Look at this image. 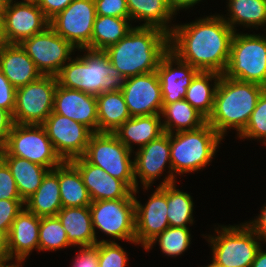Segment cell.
I'll return each mask as SVG.
<instances>
[{"label":"cell","mask_w":266,"mask_h":267,"mask_svg":"<svg viewBox=\"0 0 266 267\" xmlns=\"http://www.w3.org/2000/svg\"><path fill=\"white\" fill-rule=\"evenodd\" d=\"M72 246L68 241L64 230L57 216L40 217L39 227V251L66 248Z\"/></svg>","instance_id":"36"},{"label":"cell","mask_w":266,"mask_h":267,"mask_svg":"<svg viewBox=\"0 0 266 267\" xmlns=\"http://www.w3.org/2000/svg\"><path fill=\"white\" fill-rule=\"evenodd\" d=\"M59 188L62 207L90 206L88 190L79 170L70 161L59 165Z\"/></svg>","instance_id":"31"},{"label":"cell","mask_w":266,"mask_h":267,"mask_svg":"<svg viewBox=\"0 0 266 267\" xmlns=\"http://www.w3.org/2000/svg\"><path fill=\"white\" fill-rule=\"evenodd\" d=\"M251 267H266V252L262 251L261 247L258 249Z\"/></svg>","instance_id":"50"},{"label":"cell","mask_w":266,"mask_h":267,"mask_svg":"<svg viewBox=\"0 0 266 267\" xmlns=\"http://www.w3.org/2000/svg\"><path fill=\"white\" fill-rule=\"evenodd\" d=\"M0 158L9 167L24 202L37 191L49 171L48 168L27 159L9 155L3 148L0 149Z\"/></svg>","instance_id":"25"},{"label":"cell","mask_w":266,"mask_h":267,"mask_svg":"<svg viewBox=\"0 0 266 267\" xmlns=\"http://www.w3.org/2000/svg\"><path fill=\"white\" fill-rule=\"evenodd\" d=\"M7 4L5 0H0V14H4Z\"/></svg>","instance_id":"52"},{"label":"cell","mask_w":266,"mask_h":267,"mask_svg":"<svg viewBox=\"0 0 266 267\" xmlns=\"http://www.w3.org/2000/svg\"><path fill=\"white\" fill-rule=\"evenodd\" d=\"M121 92L131 117L161 114L163 99L157 71L126 78Z\"/></svg>","instance_id":"16"},{"label":"cell","mask_w":266,"mask_h":267,"mask_svg":"<svg viewBox=\"0 0 266 267\" xmlns=\"http://www.w3.org/2000/svg\"><path fill=\"white\" fill-rule=\"evenodd\" d=\"M13 125L14 121L12 114L3 108H0V149L4 147Z\"/></svg>","instance_id":"46"},{"label":"cell","mask_w":266,"mask_h":267,"mask_svg":"<svg viewBox=\"0 0 266 267\" xmlns=\"http://www.w3.org/2000/svg\"><path fill=\"white\" fill-rule=\"evenodd\" d=\"M53 111L98 132L96 96L57 84Z\"/></svg>","instance_id":"21"},{"label":"cell","mask_w":266,"mask_h":267,"mask_svg":"<svg viewBox=\"0 0 266 267\" xmlns=\"http://www.w3.org/2000/svg\"><path fill=\"white\" fill-rule=\"evenodd\" d=\"M21 266H22V265H17V264L15 265V264H14V265L7 266V267H21Z\"/></svg>","instance_id":"55"},{"label":"cell","mask_w":266,"mask_h":267,"mask_svg":"<svg viewBox=\"0 0 266 267\" xmlns=\"http://www.w3.org/2000/svg\"><path fill=\"white\" fill-rule=\"evenodd\" d=\"M89 208L95 236L97 228L114 239L136 244L134 198L92 201Z\"/></svg>","instance_id":"11"},{"label":"cell","mask_w":266,"mask_h":267,"mask_svg":"<svg viewBox=\"0 0 266 267\" xmlns=\"http://www.w3.org/2000/svg\"><path fill=\"white\" fill-rule=\"evenodd\" d=\"M169 50V35L155 27L136 26L104 52L124 79L157 70Z\"/></svg>","instance_id":"2"},{"label":"cell","mask_w":266,"mask_h":267,"mask_svg":"<svg viewBox=\"0 0 266 267\" xmlns=\"http://www.w3.org/2000/svg\"><path fill=\"white\" fill-rule=\"evenodd\" d=\"M5 199H21V197L9 167L0 158V200Z\"/></svg>","instance_id":"42"},{"label":"cell","mask_w":266,"mask_h":267,"mask_svg":"<svg viewBox=\"0 0 266 267\" xmlns=\"http://www.w3.org/2000/svg\"><path fill=\"white\" fill-rule=\"evenodd\" d=\"M127 254L115 241L98 242V267H125Z\"/></svg>","instance_id":"39"},{"label":"cell","mask_w":266,"mask_h":267,"mask_svg":"<svg viewBox=\"0 0 266 267\" xmlns=\"http://www.w3.org/2000/svg\"><path fill=\"white\" fill-rule=\"evenodd\" d=\"M8 261H10V257L7 248V235L0 231V267H7L15 264L5 265Z\"/></svg>","instance_id":"48"},{"label":"cell","mask_w":266,"mask_h":267,"mask_svg":"<svg viewBox=\"0 0 266 267\" xmlns=\"http://www.w3.org/2000/svg\"><path fill=\"white\" fill-rule=\"evenodd\" d=\"M3 15L0 14V44L4 43V22H3Z\"/></svg>","instance_id":"51"},{"label":"cell","mask_w":266,"mask_h":267,"mask_svg":"<svg viewBox=\"0 0 266 267\" xmlns=\"http://www.w3.org/2000/svg\"><path fill=\"white\" fill-rule=\"evenodd\" d=\"M13 2V0H12ZM22 3H31V4H36L37 0H22Z\"/></svg>","instance_id":"53"},{"label":"cell","mask_w":266,"mask_h":267,"mask_svg":"<svg viewBox=\"0 0 266 267\" xmlns=\"http://www.w3.org/2000/svg\"><path fill=\"white\" fill-rule=\"evenodd\" d=\"M23 205L22 199L0 200V231L8 235L13 221L25 207Z\"/></svg>","instance_id":"40"},{"label":"cell","mask_w":266,"mask_h":267,"mask_svg":"<svg viewBox=\"0 0 266 267\" xmlns=\"http://www.w3.org/2000/svg\"><path fill=\"white\" fill-rule=\"evenodd\" d=\"M228 7L230 18L224 20L235 32V24L247 28L266 24V0H229Z\"/></svg>","instance_id":"34"},{"label":"cell","mask_w":266,"mask_h":267,"mask_svg":"<svg viewBox=\"0 0 266 267\" xmlns=\"http://www.w3.org/2000/svg\"><path fill=\"white\" fill-rule=\"evenodd\" d=\"M56 216L66 231L71 245L89 247L99 242L93 230L89 206L62 207Z\"/></svg>","instance_id":"24"},{"label":"cell","mask_w":266,"mask_h":267,"mask_svg":"<svg viewBox=\"0 0 266 267\" xmlns=\"http://www.w3.org/2000/svg\"><path fill=\"white\" fill-rule=\"evenodd\" d=\"M239 138L263 139L266 145V89L258 99L245 129L239 134Z\"/></svg>","instance_id":"38"},{"label":"cell","mask_w":266,"mask_h":267,"mask_svg":"<svg viewBox=\"0 0 266 267\" xmlns=\"http://www.w3.org/2000/svg\"><path fill=\"white\" fill-rule=\"evenodd\" d=\"M131 153L114 133L94 132L82 157L112 177L122 180L135 191L137 187Z\"/></svg>","instance_id":"8"},{"label":"cell","mask_w":266,"mask_h":267,"mask_svg":"<svg viewBox=\"0 0 266 267\" xmlns=\"http://www.w3.org/2000/svg\"><path fill=\"white\" fill-rule=\"evenodd\" d=\"M40 217L25 207L13 221L7 235V248L10 260L20 265L34 249L39 251Z\"/></svg>","instance_id":"22"},{"label":"cell","mask_w":266,"mask_h":267,"mask_svg":"<svg viewBox=\"0 0 266 267\" xmlns=\"http://www.w3.org/2000/svg\"><path fill=\"white\" fill-rule=\"evenodd\" d=\"M20 46L43 76H57L75 48L50 26L23 40Z\"/></svg>","instance_id":"12"},{"label":"cell","mask_w":266,"mask_h":267,"mask_svg":"<svg viewBox=\"0 0 266 267\" xmlns=\"http://www.w3.org/2000/svg\"><path fill=\"white\" fill-rule=\"evenodd\" d=\"M16 88L8 81L0 70V108L13 114L15 107Z\"/></svg>","instance_id":"43"},{"label":"cell","mask_w":266,"mask_h":267,"mask_svg":"<svg viewBox=\"0 0 266 267\" xmlns=\"http://www.w3.org/2000/svg\"><path fill=\"white\" fill-rule=\"evenodd\" d=\"M73 0H37L38 7L50 21L58 13L62 12Z\"/></svg>","instance_id":"45"},{"label":"cell","mask_w":266,"mask_h":267,"mask_svg":"<svg viewBox=\"0 0 266 267\" xmlns=\"http://www.w3.org/2000/svg\"><path fill=\"white\" fill-rule=\"evenodd\" d=\"M0 70L16 89L42 76L20 44H0Z\"/></svg>","instance_id":"23"},{"label":"cell","mask_w":266,"mask_h":267,"mask_svg":"<svg viewBox=\"0 0 266 267\" xmlns=\"http://www.w3.org/2000/svg\"><path fill=\"white\" fill-rule=\"evenodd\" d=\"M96 99L98 132L113 133L131 118L121 90L103 92Z\"/></svg>","instance_id":"29"},{"label":"cell","mask_w":266,"mask_h":267,"mask_svg":"<svg viewBox=\"0 0 266 267\" xmlns=\"http://www.w3.org/2000/svg\"><path fill=\"white\" fill-rule=\"evenodd\" d=\"M217 236H209L213 261L223 267H251L261 241L246 224L221 226ZM258 240V241H257Z\"/></svg>","instance_id":"7"},{"label":"cell","mask_w":266,"mask_h":267,"mask_svg":"<svg viewBox=\"0 0 266 267\" xmlns=\"http://www.w3.org/2000/svg\"><path fill=\"white\" fill-rule=\"evenodd\" d=\"M96 16L94 0H73L50 20L49 26L74 48L86 49L91 43Z\"/></svg>","instance_id":"13"},{"label":"cell","mask_w":266,"mask_h":267,"mask_svg":"<svg viewBox=\"0 0 266 267\" xmlns=\"http://www.w3.org/2000/svg\"><path fill=\"white\" fill-rule=\"evenodd\" d=\"M158 241L160 249L168 256H178L182 254L190 245L191 235L188 227L169 226L161 234L157 235L144 248L146 251L151 249L153 244Z\"/></svg>","instance_id":"37"},{"label":"cell","mask_w":266,"mask_h":267,"mask_svg":"<svg viewBox=\"0 0 266 267\" xmlns=\"http://www.w3.org/2000/svg\"><path fill=\"white\" fill-rule=\"evenodd\" d=\"M246 224L254 231L261 241L265 240L266 242V206L263 207L261 214L257 219H254V221H250L249 223L246 222Z\"/></svg>","instance_id":"47"},{"label":"cell","mask_w":266,"mask_h":267,"mask_svg":"<svg viewBox=\"0 0 266 267\" xmlns=\"http://www.w3.org/2000/svg\"><path fill=\"white\" fill-rule=\"evenodd\" d=\"M4 43L20 44L43 32L50 24L37 4L8 3L3 15Z\"/></svg>","instance_id":"17"},{"label":"cell","mask_w":266,"mask_h":267,"mask_svg":"<svg viewBox=\"0 0 266 267\" xmlns=\"http://www.w3.org/2000/svg\"><path fill=\"white\" fill-rule=\"evenodd\" d=\"M136 244L145 248L169 225L167 218V185L158 186L148 202L142 205L134 195Z\"/></svg>","instance_id":"18"},{"label":"cell","mask_w":266,"mask_h":267,"mask_svg":"<svg viewBox=\"0 0 266 267\" xmlns=\"http://www.w3.org/2000/svg\"><path fill=\"white\" fill-rule=\"evenodd\" d=\"M113 133L130 151L132 143L141 148L164 133L161 114L131 117Z\"/></svg>","instance_id":"26"},{"label":"cell","mask_w":266,"mask_h":267,"mask_svg":"<svg viewBox=\"0 0 266 267\" xmlns=\"http://www.w3.org/2000/svg\"><path fill=\"white\" fill-rule=\"evenodd\" d=\"M201 0H168L170 9L174 14L179 11V9L190 8L195 4L199 3Z\"/></svg>","instance_id":"49"},{"label":"cell","mask_w":266,"mask_h":267,"mask_svg":"<svg viewBox=\"0 0 266 267\" xmlns=\"http://www.w3.org/2000/svg\"><path fill=\"white\" fill-rule=\"evenodd\" d=\"M205 267H223V266H220L218 264H216L214 261H212V263L208 266H205Z\"/></svg>","instance_id":"54"},{"label":"cell","mask_w":266,"mask_h":267,"mask_svg":"<svg viewBox=\"0 0 266 267\" xmlns=\"http://www.w3.org/2000/svg\"><path fill=\"white\" fill-rule=\"evenodd\" d=\"M265 89L261 85L227 78L222 74L215 91L213 111L207 123L222 138L228 128L236 129L239 135L245 129Z\"/></svg>","instance_id":"3"},{"label":"cell","mask_w":266,"mask_h":267,"mask_svg":"<svg viewBox=\"0 0 266 267\" xmlns=\"http://www.w3.org/2000/svg\"><path fill=\"white\" fill-rule=\"evenodd\" d=\"M56 153L63 161L82 157L94 133L82 123L55 113L54 111L42 124Z\"/></svg>","instance_id":"14"},{"label":"cell","mask_w":266,"mask_h":267,"mask_svg":"<svg viewBox=\"0 0 266 267\" xmlns=\"http://www.w3.org/2000/svg\"><path fill=\"white\" fill-rule=\"evenodd\" d=\"M70 162L79 170L91 201L134 198L135 193L125 182L88 163L83 157L74 158Z\"/></svg>","instance_id":"19"},{"label":"cell","mask_w":266,"mask_h":267,"mask_svg":"<svg viewBox=\"0 0 266 267\" xmlns=\"http://www.w3.org/2000/svg\"><path fill=\"white\" fill-rule=\"evenodd\" d=\"M163 130L166 133H177L201 128L207 119L185 99L166 104L162 107ZM175 127V129H174Z\"/></svg>","instance_id":"30"},{"label":"cell","mask_w":266,"mask_h":267,"mask_svg":"<svg viewBox=\"0 0 266 267\" xmlns=\"http://www.w3.org/2000/svg\"><path fill=\"white\" fill-rule=\"evenodd\" d=\"M223 138L206 123L201 128L170 134L172 174L195 172L205 168L215 156ZM177 173V174H176Z\"/></svg>","instance_id":"5"},{"label":"cell","mask_w":266,"mask_h":267,"mask_svg":"<svg viewBox=\"0 0 266 267\" xmlns=\"http://www.w3.org/2000/svg\"><path fill=\"white\" fill-rule=\"evenodd\" d=\"M220 78L221 74L219 73L200 71L187 87L184 99L206 119H208L213 111L215 91ZM212 80H214V86L209 83Z\"/></svg>","instance_id":"33"},{"label":"cell","mask_w":266,"mask_h":267,"mask_svg":"<svg viewBox=\"0 0 266 267\" xmlns=\"http://www.w3.org/2000/svg\"><path fill=\"white\" fill-rule=\"evenodd\" d=\"M25 208L38 217L56 216L62 208L59 165L49 170L37 191L25 201Z\"/></svg>","instance_id":"27"},{"label":"cell","mask_w":266,"mask_h":267,"mask_svg":"<svg viewBox=\"0 0 266 267\" xmlns=\"http://www.w3.org/2000/svg\"><path fill=\"white\" fill-rule=\"evenodd\" d=\"M56 76H41L38 80L16 89L12 114L16 124L42 125L53 112Z\"/></svg>","instance_id":"10"},{"label":"cell","mask_w":266,"mask_h":267,"mask_svg":"<svg viewBox=\"0 0 266 267\" xmlns=\"http://www.w3.org/2000/svg\"><path fill=\"white\" fill-rule=\"evenodd\" d=\"M72 267H98V243L94 246L80 247Z\"/></svg>","instance_id":"44"},{"label":"cell","mask_w":266,"mask_h":267,"mask_svg":"<svg viewBox=\"0 0 266 267\" xmlns=\"http://www.w3.org/2000/svg\"><path fill=\"white\" fill-rule=\"evenodd\" d=\"M174 64L177 67L173 68V66H176ZM156 71L159 76L163 106L183 100L186 96L187 87L200 72L179 59L170 50L162 56Z\"/></svg>","instance_id":"20"},{"label":"cell","mask_w":266,"mask_h":267,"mask_svg":"<svg viewBox=\"0 0 266 267\" xmlns=\"http://www.w3.org/2000/svg\"><path fill=\"white\" fill-rule=\"evenodd\" d=\"M7 3H11L12 2V0H5Z\"/></svg>","instance_id":"56"},{"label":"cell","mask_w":266,"mask_h":267,"mask_svg":"<svg viewBox=\"0 0 266 267\" xmlns=\"http://www.w3.org/2000/svg\"><path fill=\"white\" fill-rule=\"evenodd\" d=\"M96 14L118 18H130L126 0H94Z\"/></svg>","instance_id":"41"},{"label":"cell","mask_w":266,"mask_h":267,"mask_svg":"<svg viewBox=\"0 0 266 267\" xmlns=\"http://www.w3.org/2000/svg\"><path fill=\"white\" fill-rule=\"evenodd\" d=\"M134 164V178L137 189L133 191L136 195L138 191L139 176L143 189H148L153 181L164 171V167L169 163V175L165 177L159 186L169 185L175 183V175L172 174L171 159H170V134L164 132L158 138L150 141L145 146L139 148L135 152Z\"/></svg>","instance_id":"15"},{"label":"cell","mask_w":266,"mask_h":267,"mask_svg":"<svg viewBox=\"0 0 266 267\" xmlns=\"http://www.w3.org/2000/svg\"><path fill=\"white\" fill-rule=\"evenodd\" d=\"M126 2L130 20L145 21L140 27H155L168 35L171 33L173 26L170 28L168 23L174 13L170 9L168 0H126Z\"/></svg>","instance_id":"28"},{"label":"cell","mask_w":266,"mask_h":267,"mask_svg":"<svg viewBox=\"0 0 266 267\" xmlns=\"http://www.w3.org/2000/svg\"><path fill=\"white\" fill-rule=\"evenodd\" d=\"M234 33L222 16L211 15L175 25L169 34V50L199 71L222 75L228 65Z\"/></svg>","instance_id":"1"},{"label":"cell","mask_w":266,"mask_h":267,"mask_svg":"<svg viewBox=\"0 0 266 267\" xmlns=\"http://www.w3.org/2000/svg\"><path fill=\"white\" fill-rule=\"evenodd\" d=\"M129 24L130 18L97 15L93 25L91 43L86 49L105 51L133 29Z\"/></svg>","instance_id":"32"},{"label":"cell","mask_w":266,"mask_h":267,"mask_svg":"<svg viewBox=\"0 0 266 267\" xmlns=\"http://www.w3.org/2000/svg\"><path fill=\"white\" fill-rule=\"evenodd\" d=\"M167 218L171 227L193 224V200L190 194L176 189L175 183L167 185Z\"/></svg>","instance_id":"35"},{"label":"cell","mask_w":266,"mask_h":267,"mask_svg":"<svg viewBox=\"0 0 266 267\" xmlns=\"http://www.w3.org/2000/svg\"><path fill=\"white\" fill-rule=\"evenodd\" d=\"M223 75L266 88V36L235 32Z\"/></svg>","instance_id":"6"},{"label":"cell","mask_w":266,"mask_h":267,"mask_svg":"<svg viewBox=\"0 0 266 267\" xmlns=\"http://www.w3.org/2000/svg\"><path fill=\"white\" fill-rule=\"evenodd\" d=\"M87 54L68 60L56 76L62 87L76 89L81 92L98 96L103 92L121 90L124 78L111 64L104 51L90 49Z\"/></svg>","instance_id":"4"},{"label":"cell","mask_w":266,"mask_h":267,"mask_svg":"<svg viewBox=\"0 0 266 267\" xmlns=\"http://www.w3.org/2000/svg\"><path fill=\"white\" fill-rule=\"evenodd\" d=\"M3 149L9 155L27 159L49 170L63 162L42 125L14 123Z\"/></svg>","instance_id":"9"}]
</instances>
